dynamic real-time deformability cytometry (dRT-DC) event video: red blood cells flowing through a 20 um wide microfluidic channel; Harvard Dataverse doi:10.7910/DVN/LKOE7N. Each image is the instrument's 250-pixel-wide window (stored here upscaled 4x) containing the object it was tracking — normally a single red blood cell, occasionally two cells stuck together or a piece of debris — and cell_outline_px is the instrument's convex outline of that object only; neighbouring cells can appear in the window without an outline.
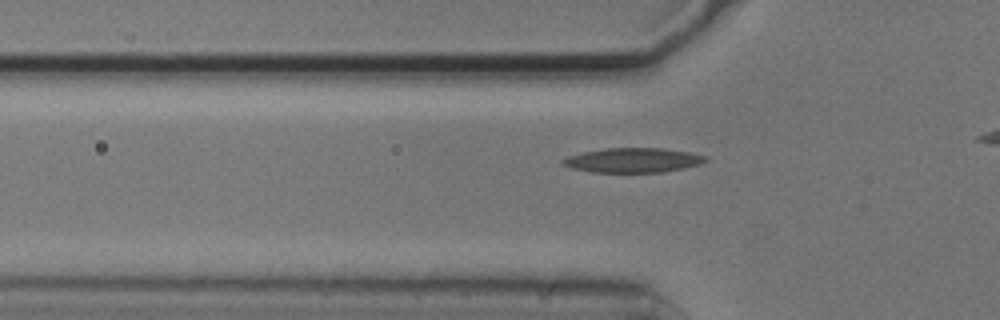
{"species": "common noctule bat (a hibernating species)", "species_latin": "Nyctalus noctula", "temperature_condition": "cold", "stored_images_in_passage": 33, "camera_frame_rate_fps": 3000, "um_per_image_px": 0.085, "animal": {"sex": "male", "body_mass_g": 20.5, "forearm_length_mm": 52.5}, "frame": {"image": 1, "passage_image": 6, "time_ms": 1.667, "image_size_px": [1000, 320], "cell_outline_px": [[708, 160], [700, 164], [664, 172], [592, 172], [572, 168], [564, 164], [560, 160], [568, 156], [584, 152], [608, 148], [664, 148], [688, 152], [704, 156]], "centroid_in_image_um": [53.8, 13.62], "position_along_channel_um": 72.0, "area_um2": 20.17}}
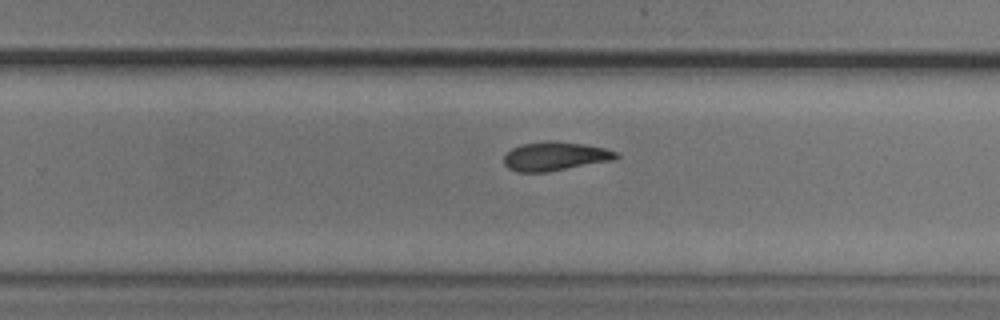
{"frame": {"image": 2, "passage_image": 23, "time_ms": 7.333, "image_size_px": [1000, 320], "cell_outline_px": [[620, 156], [616, 160], [544, 172], [516, 172], [508, 168], [504, 164], [504, 156], [512, 148], [520, 144], [548, 140], [556, 140], [584, 144], [604, 148], [620, 152]], "centroid_in_image_um": [47.21, 13.27], "position_along_channel_um": 282.6, "area_um2": 19.13}}
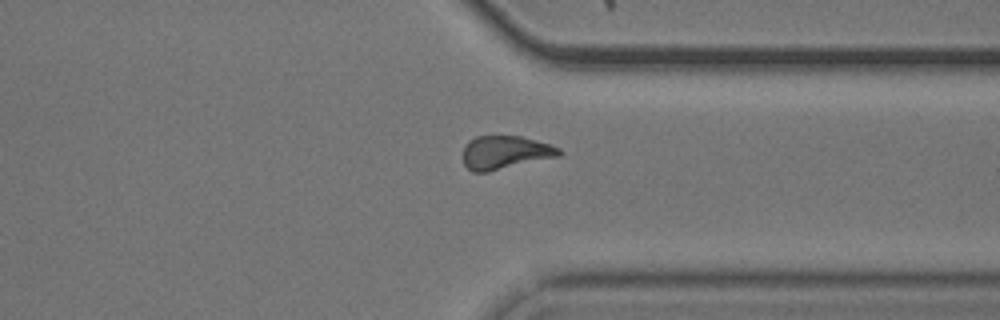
{"frame": {"image": 3, "passage_image": 30, "time_ms": 9.667, "image_size_px": [1000, 320], "cell_outline_px": [[564, 152], [560, 156], [488, 172], [472, 172], [464, 164], [464, 144], [468, 140], [476, 136], [520, 136], [548, 144], [560, 148]], "centroid_in_image_um": [42.93, 12.96], "position_along_channel_um": 368.5, "area_um2": 18.73}}